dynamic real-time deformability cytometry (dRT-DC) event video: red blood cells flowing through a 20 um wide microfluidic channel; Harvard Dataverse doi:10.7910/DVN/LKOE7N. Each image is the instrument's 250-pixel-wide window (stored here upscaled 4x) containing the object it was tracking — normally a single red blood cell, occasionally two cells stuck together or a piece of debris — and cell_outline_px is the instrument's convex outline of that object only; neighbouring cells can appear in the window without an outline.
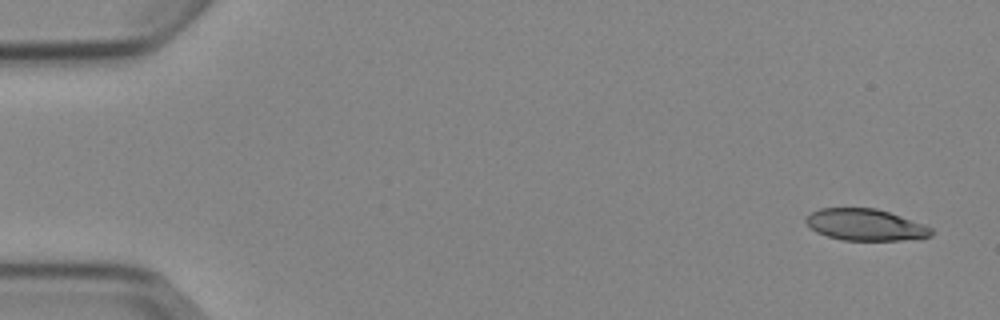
{"species": "Egyptian fruit bat (a non-hibernating species)", "species_latin": "Rousettus aegyptiacus", "temperature_condition": "cold", "stored_images_in_passage": 8, "camera_frame_rate_fps": 3000, "um_per_image_px": 0.085, "animal": {"sex": "female"}, "frame": {"image": 1, "passage_image": 1, "time_ms": 0.0, "image_size_px": [1000, 320], "cell_outline_px": [[932, 236], [900, 240], [844, 240], [828, 236], [816, 232], [804, 220], [812, 212], [820, 208], [876, 208], [900, 216], [932, 228]], "centroid_in_image_um": [73.53, 19.1], "position_along_channel_um": 11.5, "area_um2": 22.66}}
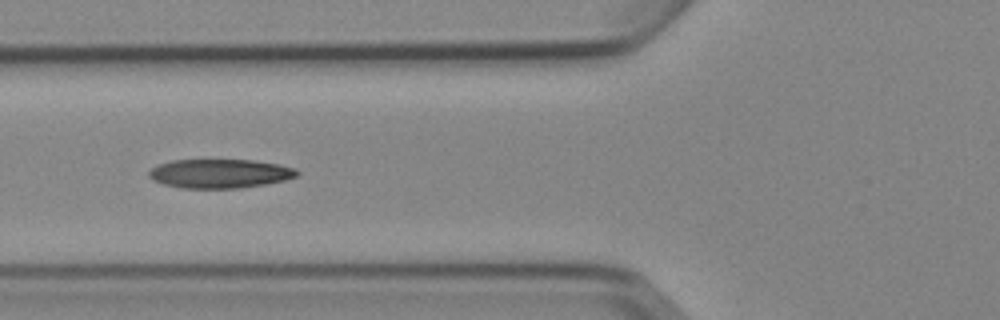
{"frame": {"image": 2, "passage_image": 6, "time_ms": 6.0, "image_size_px": [1000, 320], "cell_outline_px": [[300, 172], [296, 176], [284, 180], [264, 184], [240, 188], [180, 188], [164, 184], [152, 180], [148, 176], [148, 172], [152, 168], [160, 164], [172, 160], [252, 160], [280, 164], [296, 168]], "centroid_in_image_um": [18.69, 14.75], "position_along_channel_um": 107.1, "area_um2": 25.03}}
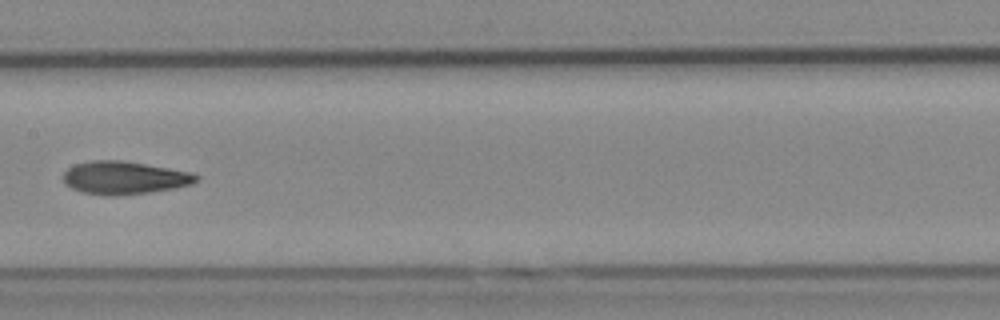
{"frame": {"image": 3, "passage_image": 8, "time_ms": 8.333, "image_size_px": [1000, 320], "cell_outline_px": [[200, 180], [192, 184], [172, 188], [148, 192], [116, 196], [112, 196], [80, 192], [64, 184], [64, 172], [68, 168], [76, 164], [88, 160], [120, 160], [192, 172], [200, 176]], "centroid_in_image_um": [10.56, 15.11], "position_along_channel_um": 196.8, "area_um2": 25.49}}